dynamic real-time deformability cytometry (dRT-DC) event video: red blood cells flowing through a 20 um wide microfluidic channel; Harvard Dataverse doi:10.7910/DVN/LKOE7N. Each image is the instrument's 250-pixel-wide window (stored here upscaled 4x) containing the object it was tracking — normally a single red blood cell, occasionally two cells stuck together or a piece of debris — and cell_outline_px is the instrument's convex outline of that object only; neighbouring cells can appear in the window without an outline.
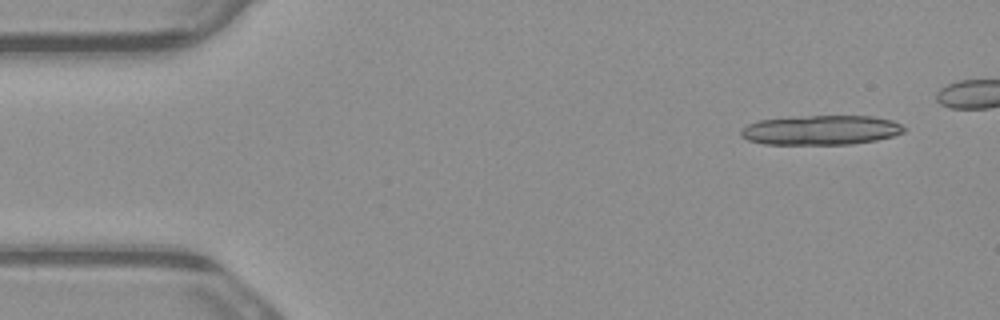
{"species": "common noctule bat (a hibernating species)", "species_latin": "Nyctalus noctula", "temperature_condition": "warm", "stored_images_in_passage": 8, "camera_frame_rate_fps": 3000, "um_per_image_px": 0.085, "animal": {"sex": "male", "body_mass_g": 23.1, "forearm_length_mm": 52.7}, "frame": {"image": 1, "passage_image": 1, "time_ms": 0.0, "image_size_px": [1000, 320], "cell_outline_px": [[908, 128], [904, 132], [892, 136], [876, 140], [852, 144], [764, 144], [748, 140], [740, 136], [740, 128], [748, 124], [760, 120], [808, 116], [872, 116], [892, 120]], "centroid_in_image_um": [69.79, 11.06], "position_along_channel_um": 15.2, "area_um2": 28.09}}
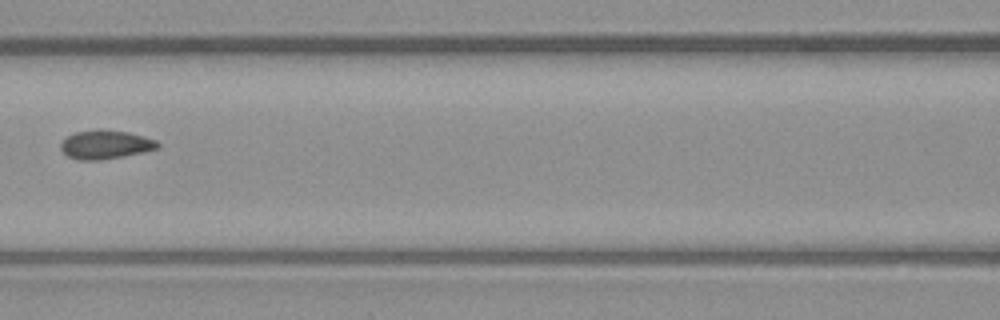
{"frame": {"image": 2, "passage_image": 7, "time_ms": 2.0, "image_size_px": [1000, 320], "cell_outline_px": [[160, 148], [144, 152], [124, 156], [100, 160], [76, 160], [68, 156], [60, 148], [60, 144], [68, 136], [76, 132], [100, 128], [128, 132], [144, 136], [156, 140], [160, 144]], "centroid_in_image_um": [8.99, 12.28], "position_along_channel_um": 157.6, "area_um2": 16.42}}
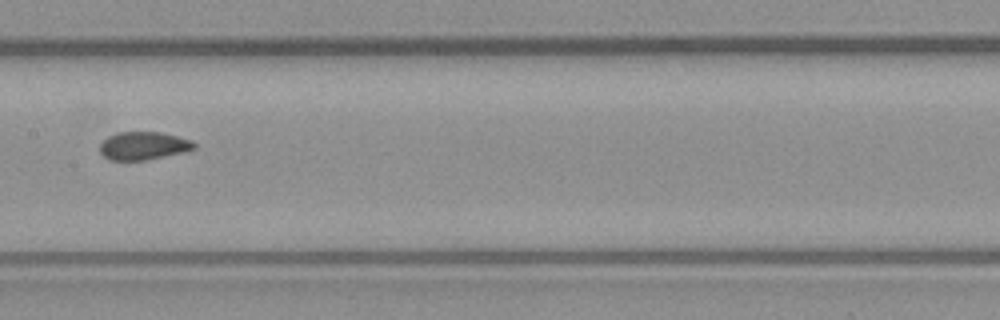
{"frame": {"image": 3, "passage_image": 8, "time_ms": 2.333, "image_size_px": [1000, 320], "cell_outline_px": [[196, 148], [188, 152], [148, 160], [108, 160], [100, 152], [100, 144], [108, 136], [116, 132], [160, 132], [192, 140], [196, 144]], "centroid_in_image_um": [12.23, 12.4], "position_along_channel_um": 195.2, "area_um2": 15.66}}